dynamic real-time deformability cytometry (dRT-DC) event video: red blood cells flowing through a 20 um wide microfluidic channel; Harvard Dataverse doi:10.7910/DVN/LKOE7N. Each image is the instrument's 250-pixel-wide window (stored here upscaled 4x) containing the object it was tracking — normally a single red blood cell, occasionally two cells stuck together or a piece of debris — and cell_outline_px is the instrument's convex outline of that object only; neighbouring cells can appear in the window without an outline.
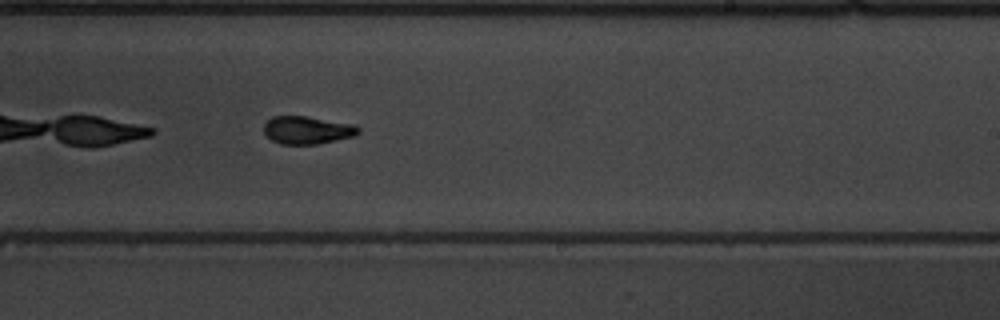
{"species": "common noctule bat (a hibernating species)", "species_latin": "Nyctalus noctula", "temperature_condition": "warm", "stored_images_in_passage": 36, "camera_frame_rate_fps": 3000, "um_per_image_px": 0.085, "animal": {"sex": "male", "body_mass_g": 19.5, "forearm_length_mm": 54.6}, "frame": {"image": 1, "passage_image": 16, "time_ms": 5.0, "image_size_px": [1000, 320], "cell_outline_px": [[360, 132], [352, 136], [336, 140], [316, 144], [280, 144], [272, 140], [264, 132], [264, 124], [272, 116], [304, 116], [352, 124], [360, 128]], "centroid_in_image_um": [26.09, 11.06], "position_along_channel_um": 262.9, "area_um2": 15.09}, "authors_computed_cell_mechanics": {"area_um2": 15.2881, "velocity_mm_per_s": 3.8518, "shape_relaxation_time_tau1_ms": 2.99, "shape_relaxation_time_tau2_ms": 1.6244, "deformation_change_tau1": 0.1772, "deformation_change_tau2": 0.078}}